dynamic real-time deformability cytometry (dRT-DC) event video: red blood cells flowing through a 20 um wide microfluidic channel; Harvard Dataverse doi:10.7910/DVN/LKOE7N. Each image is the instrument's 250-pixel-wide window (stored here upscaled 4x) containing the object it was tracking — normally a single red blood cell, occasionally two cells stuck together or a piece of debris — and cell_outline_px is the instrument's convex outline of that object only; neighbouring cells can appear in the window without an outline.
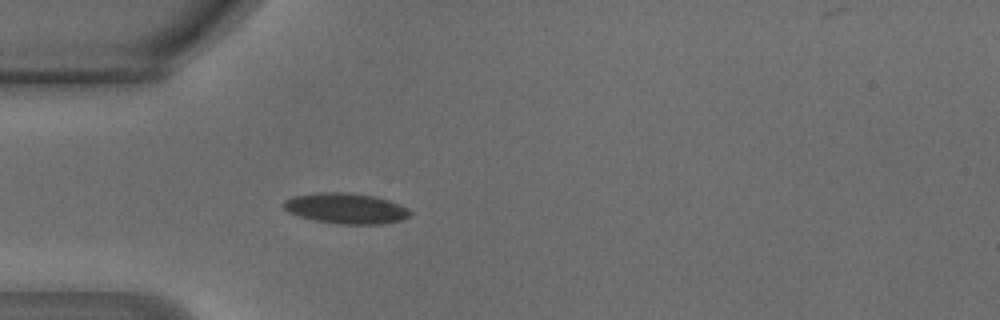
{"species": "common noctule bat (a hibernating species)", "species_latin": "Nyctalus noctula", "temperature_condition": "warm", "stored_images_in_passage": 38, "camera_frame_rate_fps": 3000, "um_per_image_px": 0.085, "animal": {"sex": "male", "body_mass_g": 18.8}, "frame": {"image": 1, "passage_image": 5, "time_ms": 1.333, "image_size_px": [1000, 320], "cell_outline_px": [[412, 212], [404, 220], [380, 224], [340, 224], [316, 220], [300, 216], [288, 212], [280, 204], [284, 200], [292, 196], [320, 192], [348, 192], [376, 196], [400, 204], [408, 208]], "centroid_in_image_um": [29.4, 17.7], "position_along_channel_um": 55.6, "area_um2": 22.72}}
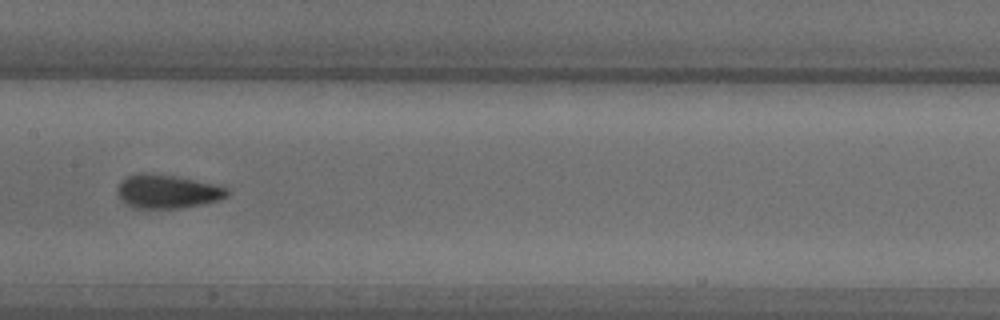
{"frame": {"image": 2, "passage_image": 15, "time_ms": 4.667, "image_size_px": [1000, 320], "cell_outline_px": [[228, 196], [220, 200], [180, 208], [136, 208], [120, 200], [116, 192], [116, 188], [120, 180], [128, 176], [140, 172], [148, 172], [176, 176], [220, 184], [228, 188]], "centroid_in_image_um": [14.22, 16.25], "position_along_channel_um": 193.2, "area_um2": 21.96}}
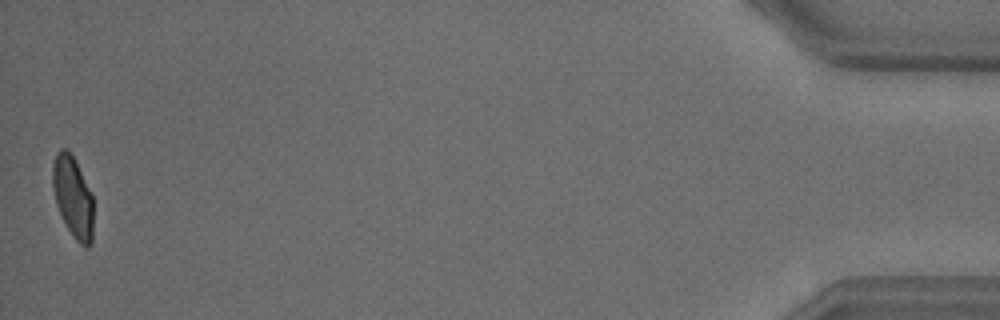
{"frame": {"image": 3, "passage_image": 38, "time_ms": 12.333, "image_size_px": [1000, 320], "cell_outline_px": [[92, 240], [88, 248], [84, 248], [76, 240], [68, 228], [56, 204], [52, 184], [52, 164], [56, 152], [60, 148], [68, 148], [92, 192]], "centroid_in_image_um": [6.19, 16.71], "position_along_channel_um": 429.0, "area_um2": 19.25}, "authors_computed_cell_mechanics": {"area_um2": 21.0103, "velocity_mm_per_s": 4.2746, "shape_relaxation_time_tau1_ms": 4.4462, "shape_relaxation_time_tau2_ms": 0.7892, "deformation_change_tau1": 0.1523, "deformation_change_tau2": 0.0633}}